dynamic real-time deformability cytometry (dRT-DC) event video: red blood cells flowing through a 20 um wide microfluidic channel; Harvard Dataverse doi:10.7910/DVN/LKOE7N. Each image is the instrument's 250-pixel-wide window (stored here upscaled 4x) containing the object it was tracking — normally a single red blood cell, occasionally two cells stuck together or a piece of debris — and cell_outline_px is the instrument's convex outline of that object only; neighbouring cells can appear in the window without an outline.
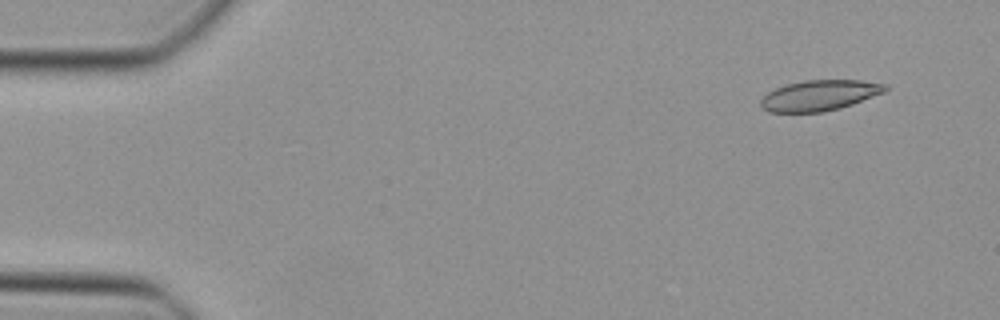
{"species": "Egyptian fruit bat (a non-hibernating species)", "species_latin": "Rousettus aegyptiacus", "temperature_condition": "cold", "stored_images_in_passage": 47, "camera_frame_rate_fps": 3000, "um_per_image_px": 0.085, "animal": {"sex": "female"}, "frame": {"image": 1, "passage_image": 4, "time_ms": 1.0, "image_size_px": [1000, 320], "cell_outline_px": [[888, 88], [884, 92], [852, 104], [840, 108], [824, 112], [768, 112], [760, 104], [760, 100], [768, 92], [776, 88], [788, 84], [804, 80], [860, 80], [888, 84]], "centroid_in_image_um": [69.67, 8.1], "position_along_channel_um": 15.3, "area_um2": 22.08}}
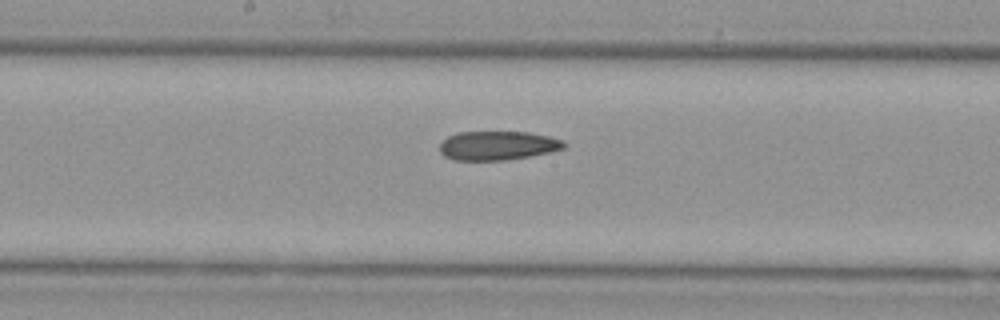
{"frame": {"image": 2, "passage_image": 25, "time_ms": 8.0, "image_size_px": [1000, 320], "cell_outline_px": [[568, 144], [564, 148], [548, 152], [528, 156], [504, 160], [456, 160], [444, 156], [440, 152], [440, 144], [448, 136], [460, 132], [528, 132], [548, 136], [564, 140]], "centroid_in_image_um": [42.31, 12.37], "position_along_channel_um": 205.9, "area_um2": 20.87}}
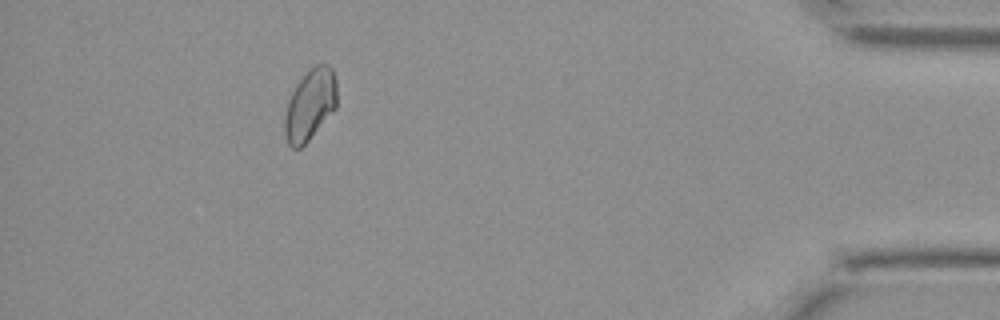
{"frame": {"image": 3, "passage_image": 43, "time_ms": 14.0, "image_size_px": [1000, 320], "cell_outline_px": [[336, 108], [308, 140], [300, 148], [292, 148], [288, 144], [284, 136], [284, 116], [288, 100], [296, 84], [308, 68], [316, 64], [328, 64], [332, 68], [336, 80]], "centroid_in_image_um": [26.34, 8.88], "position_along_channel_um": 408.9, "area_um2": 21.79}}